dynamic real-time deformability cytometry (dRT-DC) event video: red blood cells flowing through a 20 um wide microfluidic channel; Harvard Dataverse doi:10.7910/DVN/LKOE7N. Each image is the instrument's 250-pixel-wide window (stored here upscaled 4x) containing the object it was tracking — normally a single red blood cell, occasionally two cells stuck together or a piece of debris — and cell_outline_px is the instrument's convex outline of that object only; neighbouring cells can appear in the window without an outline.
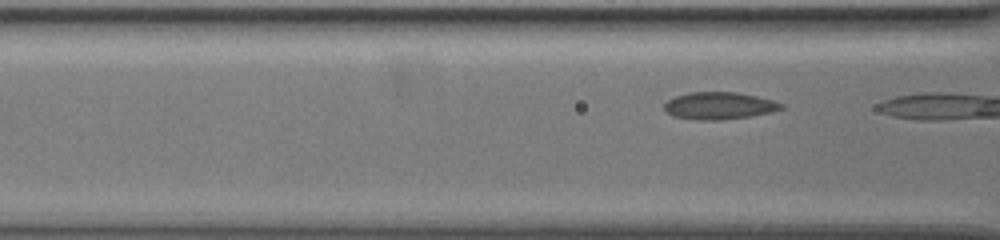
{"species": "common noctule bat (a hibernating species)", "species_latin": "Nyctalus noctula", "temperature_condition": "warm", "stored_images_in_passage": 9, "camera_frame_rate_fps": 3000, "um_per_image_px": 0.085, "animal": {"sex": "female", "body_mass_g": 19.5, "forearm_length_mm": 54.1}, "frame": {"image": 1, "passage_image": 3, "time_ms": 0.667, "image_size_px": [1000, 240], "cell_outline_px": [[784, 108], [768, 112], [748, 116], [716, 120], [700, 120], [672, 116], [664, 112], [664, 104], [668, 100], [676, 96], [688, 92], [736, 92], [756, 96], [772, 100], [784, 104]], "centroid_in_image_um": [61.07, 8.98], "position_along_channel_um": 105.5, "area_um2": 18.38}}
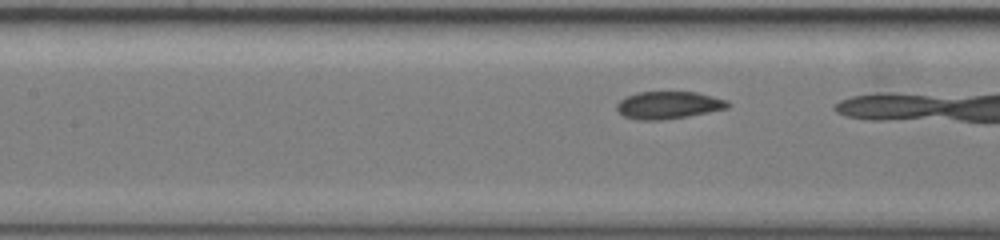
{"frame": {"image": 2, "passage_image": 7, "time_ms": 2.0, "image_size_px": [1000, 240], "cell_outline_px": [[732, 104], [728, 108], [688, 116], [660, 120], [636, 120], [624, 116], [616, 108], [616, 104], [620, 100], [628, 96], [640, 92], [696, 92], [728, 100]], "centroid_in_image_um": [56.84, 8.94], "position_along_channel_um": 150.6, "area_um2": 17.69}}